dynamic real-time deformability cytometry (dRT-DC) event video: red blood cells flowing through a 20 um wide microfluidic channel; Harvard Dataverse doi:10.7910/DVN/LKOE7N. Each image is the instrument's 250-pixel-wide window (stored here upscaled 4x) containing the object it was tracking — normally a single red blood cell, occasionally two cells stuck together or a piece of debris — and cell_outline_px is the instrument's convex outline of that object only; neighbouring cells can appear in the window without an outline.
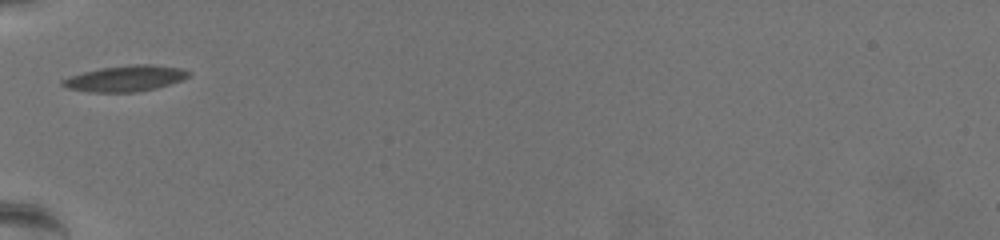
{"species": "common noctule bat (a hibernating species)", "species_latin": "Nyctalus noctula", "temperature_condition": "warm", "stored_images_in_passage": 34, "camera_frame_rate_fps": 3000, "um_per_image_px": 0.085, "animal": {"sex": "female", "body_mass_g": 19.5, "forearm_length_mm": 54.1}, "frame": {"image": 1, "passage_image": 1, "time_ms": 0.0, "image_size_px": [1000, 240], "cell_outline_px": [[192, 72], [188, 76], [180, 80], [156, 88], [136, 92], [92, 92], [68, 88], [60, 84], [60, 80], [68, 76], [100, 68], [132, 64], [152, 64], [180, 68]], "centroid_in_image_um": [10.63, 6.66], "position_along_channel_um": 74.4, "area_um2": 18.96}}
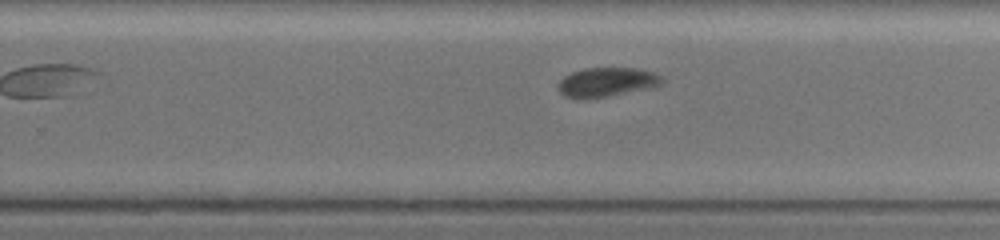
{"frame": {"image": 2, "passage_image": 19, "time_ms": 6.0, "image_size_px": [1000, 240], "cell_outline_px": [[664, 80], [660, 84], [652, 88], [608, 96], [564, 96], [556, 88], [560, 80], [564, 76], [572, 72], [584, 68], [636, 68], [652, 72], [664, 76]], "centroid_in_image_um": [51.63, 6.94], "position_along_channel_um": 278.2, "area_um2": 17.34}}
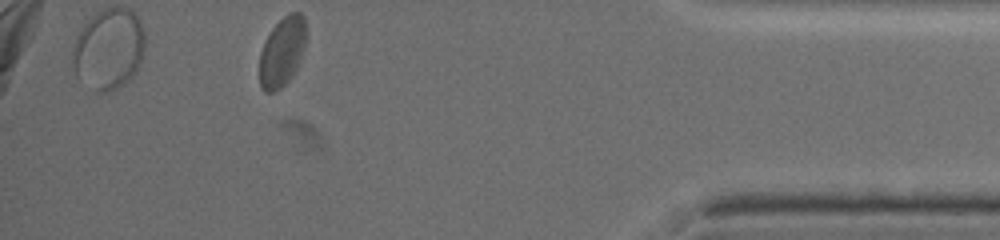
{"frame": {"image": 3, "passage_image": 34, "time_ms": 11.0, "image_size_px": [1000, 240], "cell_outline_px": [[304, 48], [296, 68], [292, 76], [280, 88], [272, 92], [264, 92], [260, 88], [260, 52], [272, 28], [288, 12], [300, 12], [304, 16]], "centroid_in_image_um": [23.96, 4.41], "position_along_channel_um": 411.2, "area_um2": 18.44}, "authors_computed_cell_mechanics": {"area_um2": 18.6116, "velocity_mm_per_s": 3.4335, "shape_relaxation_time_tau1_ms": 3.9174, "shape_relaxation_time_tau2_ms": 1.0101, "deformation_change_tau1": 0.1088, "deformation_change_tau2": 0.0466}}